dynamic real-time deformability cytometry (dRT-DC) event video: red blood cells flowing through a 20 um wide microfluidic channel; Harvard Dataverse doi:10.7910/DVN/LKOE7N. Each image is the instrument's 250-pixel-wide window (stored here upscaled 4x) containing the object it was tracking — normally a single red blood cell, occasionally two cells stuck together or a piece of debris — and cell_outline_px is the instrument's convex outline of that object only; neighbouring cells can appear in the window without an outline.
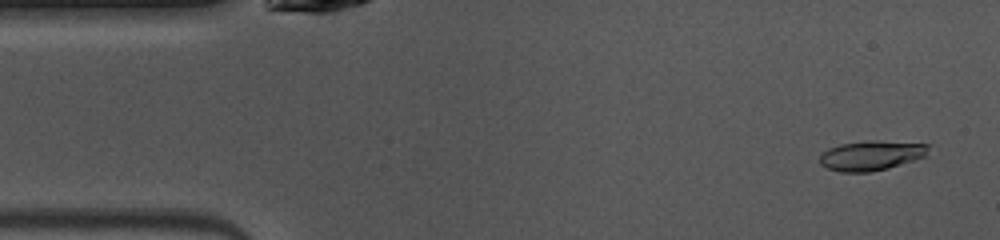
{"species": "common noctule bat (a hibernating species)", "species_latin": "Nyctalus noctula", "temperature_condition": "warm", "stored_images_in_passage": 46, "camera_frame_rate_fps": 3000, "um_per_image_px": 0.085, "animal": {"sex": "female", "body_mass_g": 10.0, "forearm_length_mm": 53.1}, "frame": {"image": 1, "passage_image": 2, "time_ms": 0.333, "image_size_px": [1000, 240], "cell_outline_px": [[928, 148], [924, 156], [888, 168], [868, 172], [840, 172], [828, 168], [820, 164], [820, 156], [828, 148], [840, 144], [868, 140], [876, 140], [928, 144]], "centroid_in_image_um": [74.01, 13.21], "position_along_channel_um": 11.0, "area_um2": 18.61}}
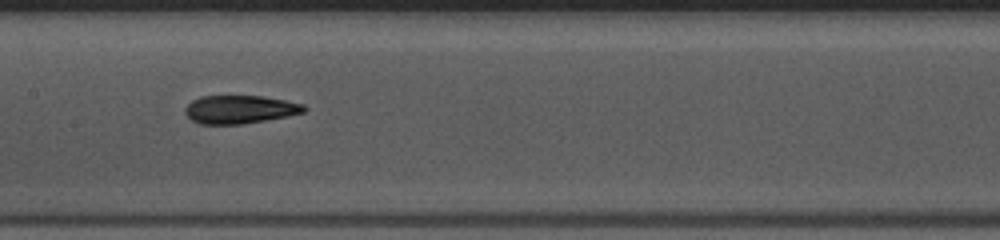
{"frame": {"image": 2, "passage_image": 21, "time_ms": 6.667, "image_size_px": [1000, 240], "cell_outline_px": [[308, 108], [304, 112], [244, 124], [200, 124], [192, 120], [184, 112], [184, 108], [192, 100], [200, 96], [264, 96], [304, 104]], "centroid_in_image_um": [20.36, 9.29], "position_along_channel_um": 187.0, "area_um2": 19.48}}
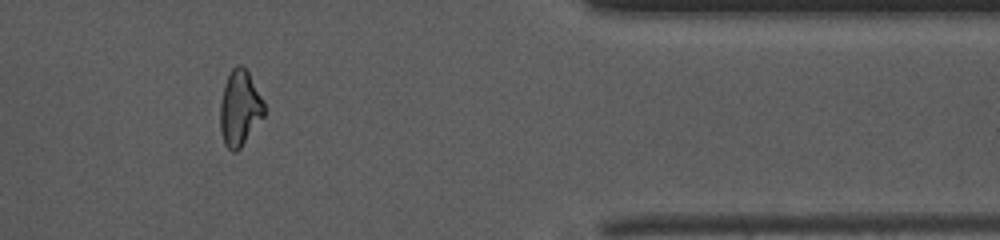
{"frame": {"image": 3, "passage_image": 38, "time_ms": 12.333, "image_size_px": [1000, 240], "cell_outline_px": [[264, 116], [240, 148], [236, 152], [232, 152], [224, 144], [220, 132], [220, 104], [224, 84], [232, 68], [236, 64], [240, 64], [248, 72], [264, 100]], "centroid_in_image_um": [20.37, 9.2], "position_along_channel_um": 391.0, "area_um2": 19.42}, "authors_computed_cell_mechanics": {"area_um2": 19.4497, "velocity_mm_per_s": 4.1108, "shape_relaxation_time_tau1_ms": 4.9182, "shape_relaxation_time_tau2_ms": 1.5387, "deformation_change_tau1": 0.1828, "deformation_change_tau2": 0.0917}}